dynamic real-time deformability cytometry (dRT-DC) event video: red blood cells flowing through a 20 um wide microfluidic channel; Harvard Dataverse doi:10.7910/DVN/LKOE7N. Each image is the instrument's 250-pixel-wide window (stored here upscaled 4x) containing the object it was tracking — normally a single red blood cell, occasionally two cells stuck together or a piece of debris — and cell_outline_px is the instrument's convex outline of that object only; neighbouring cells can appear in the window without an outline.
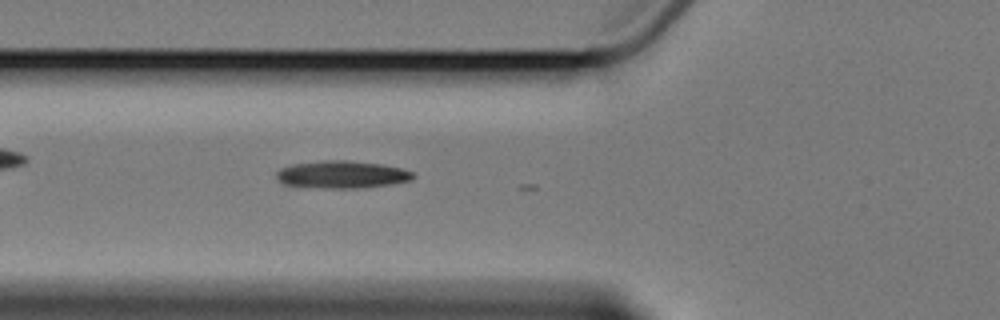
{"species": "Egyptian fruit bat (a non-hibernating species)", "species_latin": "Rousettus aegyptiacus", "temperature_condition": "cold", "stored_images_in_passage": 2, "camera_frame_rate_fps": 3000, "um_per_image_px": 0.085, "animal": {"sex": "female"}, "frame": {"image": 1, "passage_image": 2, "time_ms": 1.0, "image_size_px": [1000, 320], "cell_outline_px": [[416, 176], [412, 180], [392, 184], [356, 188], [324, 188], [284, 184], [276, 180], [276, 172], [280, 168], [292, 164], [324, 160], [344, 160], [380, 164], [400, 168], [412, 172]], "centroid_in_image_um": [29.04, 14.83], "position_along_channel_um": 96.8, "area_um2": 21.79}}